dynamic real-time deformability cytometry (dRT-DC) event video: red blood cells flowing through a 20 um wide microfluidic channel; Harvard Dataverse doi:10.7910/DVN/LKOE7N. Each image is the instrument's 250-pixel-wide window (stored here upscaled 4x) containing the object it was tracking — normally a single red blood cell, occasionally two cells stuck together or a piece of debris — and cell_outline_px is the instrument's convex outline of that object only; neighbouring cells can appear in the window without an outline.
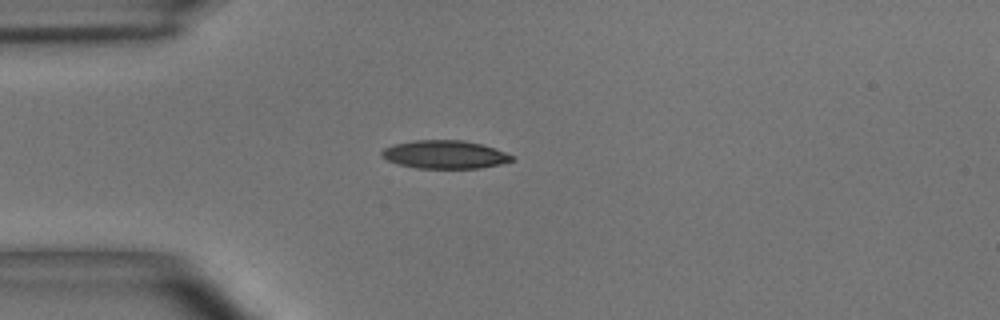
{"species": "common noctule bat (a hibernating species)", "species_latin": "Nyctalus noctula", "temperature_condition": "room temperature", "stored_images_in_passage": 40, "camera_frame_rate_fps": 3000, "um_per_image_px": 0.085, "animal": {"sex": "male", "body_mass_g": 15.6}, "frame": {"image": 1, "passage_image": 1, "time_ms": 0.0, "image_size_px": [1000, 320], "cell_outline_px": [[512, 160], [500, 164], [480, 168], [416, 168], [400, 164], [388, 160], [380, 156], [380, 152], [384, 148], [392, 144], [412, 140], [464, 140], [484, 144], [504, 152], [512, 156]], "centroid_in_image_um": [37.76, 13.12], "position_along_channel_um": 47.2, "area_um2": 21.39}}
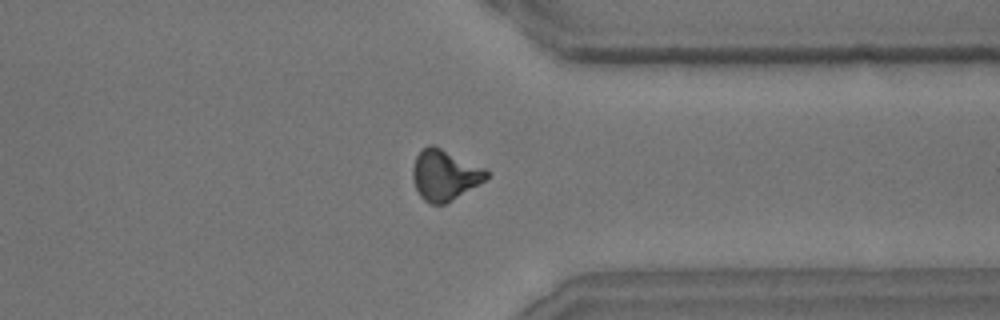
{"frame": {"image": 2, "passage_image": 29, "time_ms": 9.333, "image_size_px": [1000, 320], "cell_outline_px": [[488, 176], [484, 180], [444, 204], [432, 204], [424, 200], [420, 196], [412, 180], [412, 168], [416, 156], [428, 144], [432, 144], [488, 168]], "centroid_in_image_um": [37.78, 14.85], "position_along_channel_um": 373.6, "area_um2": 21.62}}
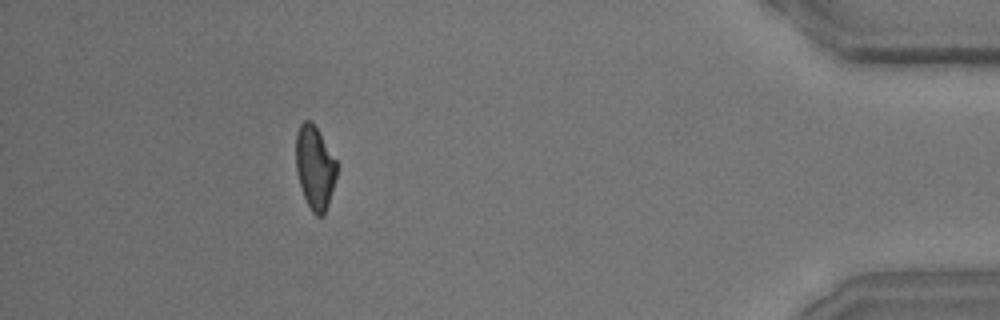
{"frame": {"image": 3, "passage_image": 36, "time_ms": 11.667, "image_size_px": [1000, 320], "cell_outline_px": [[340, 164], [328, 204], [324, 216], [316, 216], [312, 212], [304, 196], [296, 172], [296, 132], [300, 124], [304, 120], [312, 120]], "centroid_in_image_um": [26.79, 14.2], "position_along_channel_um": 408.4, "area_um2": 20.23}, "authors_computed_cell_mechanics": {"area_um2": 21.2415, "velocity_mm_per_s": 3.6664, "shape_relaxation_time_tau1_ms": 5.8605, "shape_relaxation_time_tau2_ms": 3.3812, "deformation_change_tau1": 0.1654, "deformation_change_tau2": 0.1011}}